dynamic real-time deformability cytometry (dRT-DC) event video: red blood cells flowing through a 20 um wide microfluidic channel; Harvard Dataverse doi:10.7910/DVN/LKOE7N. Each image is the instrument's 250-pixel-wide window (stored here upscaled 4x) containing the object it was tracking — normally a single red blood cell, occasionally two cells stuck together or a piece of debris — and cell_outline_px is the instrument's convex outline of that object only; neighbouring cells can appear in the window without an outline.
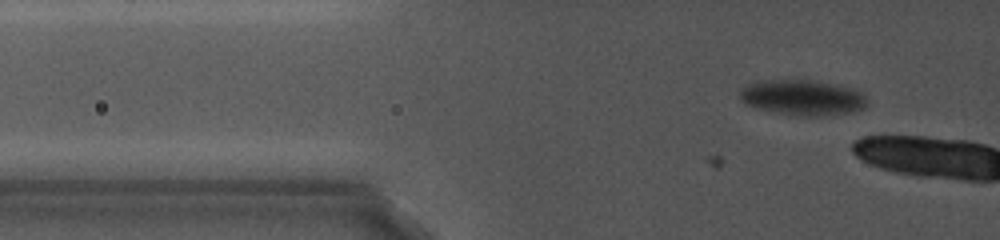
{"species": "common noctule bat (a hibernating species)", "species_latin": "Nyctalus noctula", "temperature_condition": "cold", "stored_images_in_passage": 7, "camera_frame_rate_fps": 5000, "um_per_image_px": 0.085, "animal": {"sex": "female", "body_mass_g": 19.0, "forearm_length_mm": 56.7}, "frame": {"image": 1, "passage_image": 7, "time_ms": 1.4, "image_size_px": [1000, 240], "cell_outline_px": [[868, 104], [864, 108], [852, 112], [824, 116], [800, 116], [776, 112], [756, 108], [744, 104], [740, 100], [740, 92], [748, 84], [756, 80], [812, 80], [832, 84], [848, 88], [860, 92], [868, 100]], "centroid_in_image_um": [68.19, 8.3], "position_along_channel_um": 57.6, "area_um2": 26.24}}